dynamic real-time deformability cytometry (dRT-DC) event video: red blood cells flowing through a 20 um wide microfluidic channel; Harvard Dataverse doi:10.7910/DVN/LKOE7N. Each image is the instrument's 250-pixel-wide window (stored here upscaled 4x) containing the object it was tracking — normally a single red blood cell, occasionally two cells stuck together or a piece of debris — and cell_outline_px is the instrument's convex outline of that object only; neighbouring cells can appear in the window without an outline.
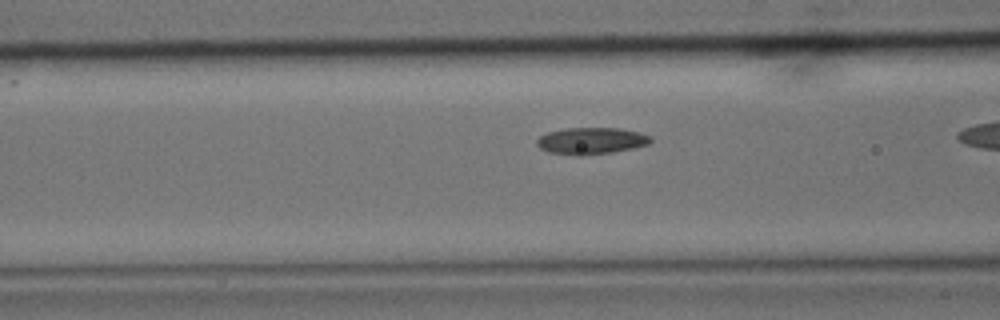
{"species": "common noctule bat (a hibernating species)", "species_latin": "Nyctalus noctula", "temperature_condition": "cold", "stored_images_in_passage": 31, "camera_frame_rate_fps": 3000, "um_per_image_px": 0.085, "animal": {"sex": "male", "body_mass_g": 15.6}, "frame": {"image": 1, "passage_image": 10, "time_ms": 3.0, "image_size_px": [1000, 320], "cell_outline_px": [[652, 140], [648, 144], [632, 148], [612, 152], [580, 156], [576, 156], [548, 152], [540, 148], [536, 144], [536, 140], [540, 136], [548, 132], [568, 128], [620, 128], [640, 132], [652, 136]], "centroid_in_image_um": [50.25, 11.97], "position_along_channel_um": 116.3, "area_um2": 17.8}}
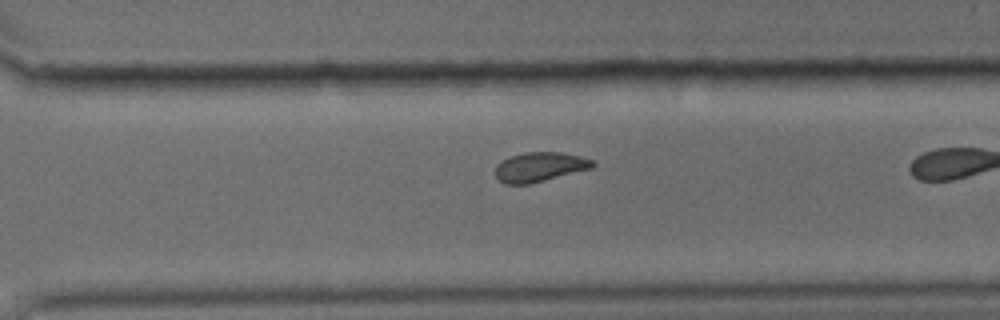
{"frame": {"image": 2, "passage_image": 27, "time_ms": 8.667, "image_size_px": [1000, 320], "cell_outline_px": [[596, 164], [592, 168], [528, 184], [504, 184], [496, 176], [496, 164], [508, 156], [524, 152], [560, 152], [580, 156], [592, 160]], "centroid_in_image_um": [45.85, 14.17], "position_along_channel_um": 324.7, "area_um2": 16.65}}